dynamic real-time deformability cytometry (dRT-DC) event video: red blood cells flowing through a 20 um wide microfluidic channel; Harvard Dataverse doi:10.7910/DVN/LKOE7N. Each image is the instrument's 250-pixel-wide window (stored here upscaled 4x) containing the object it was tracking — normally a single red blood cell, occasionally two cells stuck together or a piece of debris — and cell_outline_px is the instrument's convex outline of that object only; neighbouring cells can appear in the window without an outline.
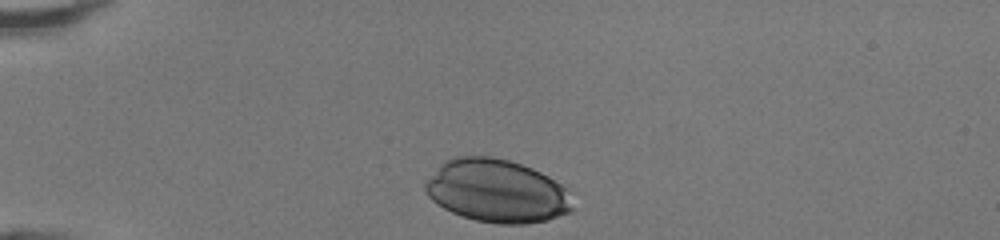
{"species": "human", "species_latin": "Homo sapiens", "temperature_condition": "room temperature", "stored_images_in_passage": 29, "camera_frame_rate_fps": 3000, "um_per_image_px": 0.085, "donor": {"sex": "female"}, "frame": {"image": 1, "passage_image": 1, "time_ms": 0.0, "image_size_px": [1000, 240], "cell_outline_px": [[572, 212], [548, 220], [524, 224], [500, 224], [476, 220], [452, 212], [436, 204], [428, 196], [424, 188], [424, 184], [440, 164], [444, 160], [456, 156], [492, 156], [508, 160], [532, 168], [548, 176], [568, 188], [572, 208]], "centroid_in_image_um": [42.24, 16.23], "position_along_channel_um": 42.8, "area_um2": 54.22}}
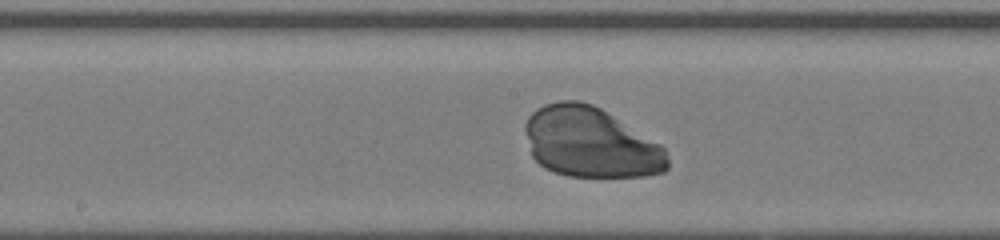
{"frame": {"image": 2, "passage_image": 15, "time_ms": 4.667, "image_size_px": [1000, 240], "cell_outline_px": [[668, 168], [664, 172], [644, 176], [568, 176], [552, 172], [544, 168], [532, 156], [524, 128], [524, 124], [528, 116], [536, 108], [544, 104], [560, 100], [580, 100], [592, 104], [600, 108], [660, 144], [664, 148], [668, 156]], "centroid_in_image_um": [50.17, 12.11], "position_along_channel_um": 198.0, "area_um2": 58.38}}
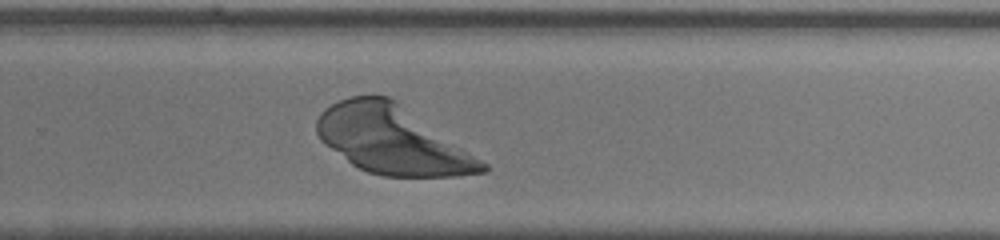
{"frame": {"image": 3, "passage_image": 22, "time_ms": 7.0, "image_size_px": [1000, 240], "cell_outline_px": [[488, 168], [484, 172], [456, 176], [384, 176], [368, 172], [352, 164], [324, 144], [320, 140], [316, 132], [316, 120], [320, 112], [324, 108], [340, 100], [352, 96], [388, 96], [488, 164]], "centroid_in_image_um": [33.29, 11.9], "position_along_channel_um": 296.5, "area_um2": 64.45}}